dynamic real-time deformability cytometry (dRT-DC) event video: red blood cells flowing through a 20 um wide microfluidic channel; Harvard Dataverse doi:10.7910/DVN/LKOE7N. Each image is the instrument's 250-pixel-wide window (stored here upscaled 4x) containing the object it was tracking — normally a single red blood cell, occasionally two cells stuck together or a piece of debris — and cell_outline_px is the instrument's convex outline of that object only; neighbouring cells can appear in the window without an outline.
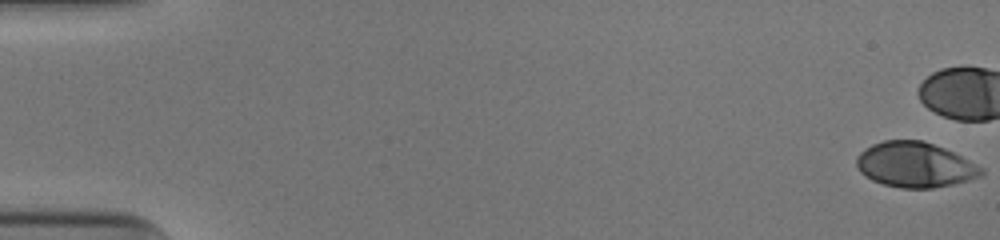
{"species": "human", "species_latin": "Homo sapiens", "temperature_condition": "cold", "stored_images_in_passage": 42, "camera_frame_rate_fps": 3000, "um_per_image_px": 0.085, "donor": {"sex": "male"}, "frame": {"image": 1, "passage_image": 1, "time_ms": 0.0, "image_size_px": [1000, 240], "cell_outline_px": [[984, 172], [980, 176], [968, 180], [952, 184], [932, 188], [900, 188], [884, 184], [872, 180], [860, 172], [856, 164], [856, 156], [864, 148], [872, 144], [884, 140], [924, 140], [944, 148], [984, 168]], "centroid_in_image_um": [77.74, 14.0], "position_along_channel_um": 7.3, "area_um2": 32.77}}
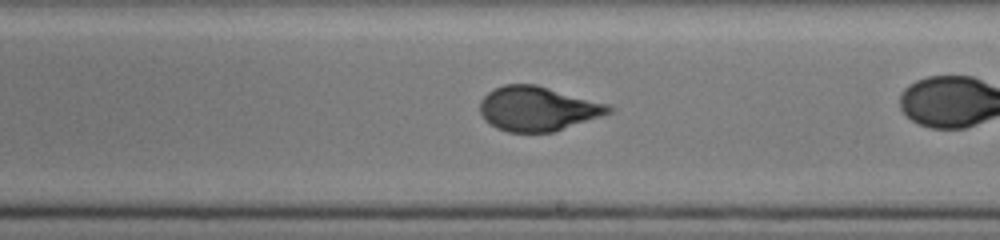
{"frame": {"image": 2, "passage_image": 32, "time_ms": 10.333, "image_size_px": [1000, 240], "cell_outline_px": [[616, 108], [612, 112], [552, 132], [508, 132], [496, 128], [484, 120], [480, 112], [480, 100], [492, 88], [504, 84], [536, 84], [608, 104]], "centroid_in_image_um": [45.67, 9.23], "position_along_channel_um": 243.3, "area_um2": 33.35}}
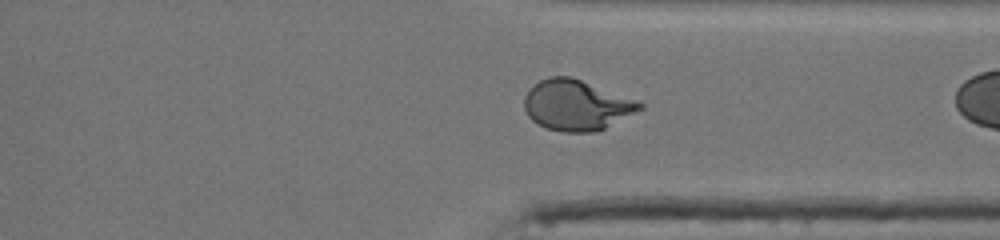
{"frame": {"image": 3, "passage_image": 41, "time_ms": 13.333, "image_size_px": [1000, 240], "cell_outline_px": [[644, 108], [596, 132], [560, 132], [544, 128], [536, 124], [528, 116], [524, 108], [524, 96], [540, 80], [548, 76], [572, 76], [644, 104]], "centroid_in_image_um": [48.95, 8.95], "position_along_channel_um": 362.4, "area_um2": 33.76}}